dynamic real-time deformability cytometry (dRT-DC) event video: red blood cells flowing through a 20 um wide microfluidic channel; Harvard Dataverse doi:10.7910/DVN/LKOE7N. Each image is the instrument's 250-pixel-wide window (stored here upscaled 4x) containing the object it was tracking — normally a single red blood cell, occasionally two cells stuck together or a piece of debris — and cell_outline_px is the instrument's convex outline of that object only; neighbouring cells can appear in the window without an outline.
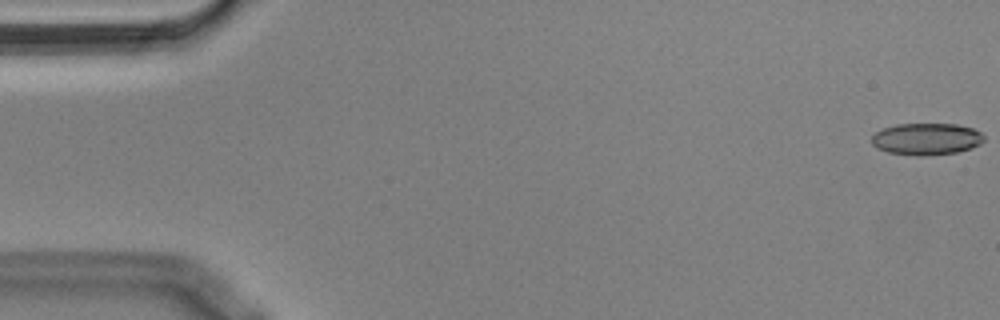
{"species": "Egyptian fruit bat (a non-hibernating species)", "species_latin": "Rousettus aegyptiacus", "temperature_condition": "cold", "stored_images_in_passage": 55, "camera_frame_rate_fps": 3000, "um_per_image_px": 0.085, "animal": {"sex": "male"}, "frame": {"image": 1, "passage_image": 1, "time_ms": 0.0, "image_size_px": [1000, 320], "cell_outline_px": [[984, 140], [980, 144], [972, 148], [956, 152], [920, 156], [916, 156], [888, 152], [876, 148], [872, 144], [872, 136], [876, 132], [884, 128], [896, 124], [956, 124], [972, 128], [980, 132], [984, 136]], "centroid_in_image_um": [78.74, 11.81], "position_along_channel_um": 6.3, "area_um2": 20.81}}
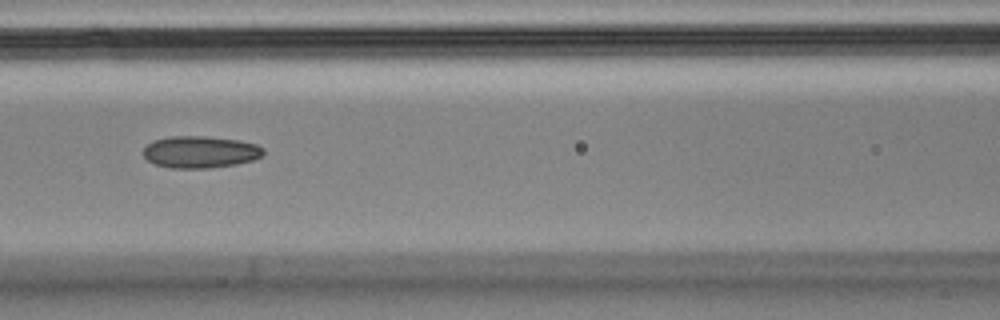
{"frame": {"image": 2, "passage_image": 24, "time_ms": 7.667, "image_size_px": [1000, 320], "cell_outline_px": [[264, 152], [260, 156], [252, 160], [236, 164], [208, 168], [168, 168], [152, 164], [144, 156], [144, 144], [152, 140], [172, 136], [204, 136], [240, 140], [256, 144], [264, 148]], "centroid_in_image_um": [16.97, 12.91], "position_along_channel_um": 149.6, "area_um2": 22.54}}
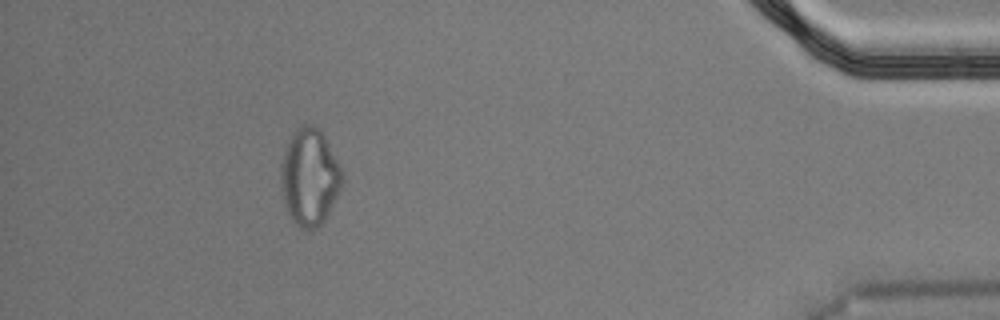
{"frame": {"image": 3, "passage_image": 50, "time_ms": 16.333, "image_size_px": [1000, 320], "cell_outline_px": [[340, 188], [324, 220], [312, 232], [308, 232], [300, 228], [292, 220], [284, 204], [280, 188], [280, 164], [288, 140], [292, 132], [304, 124], [316, 124], [324, 136], [340, 164]], "centroid_in_image_um": [26.26, 15.05], "position_along_channel_um": 408.9, "area_um2": 34.62}, "authors_computed_cell_mechanics": {"area_um2": 21.964, "velocity_mm_per_s": 3.6421, "shape_relaxation_time_tau1_ms": null, "shape_relaxation_time_tau2_ms": 6.7355, "deformation_change_tau1": null, "deformation_change_tau2": 0.144}}